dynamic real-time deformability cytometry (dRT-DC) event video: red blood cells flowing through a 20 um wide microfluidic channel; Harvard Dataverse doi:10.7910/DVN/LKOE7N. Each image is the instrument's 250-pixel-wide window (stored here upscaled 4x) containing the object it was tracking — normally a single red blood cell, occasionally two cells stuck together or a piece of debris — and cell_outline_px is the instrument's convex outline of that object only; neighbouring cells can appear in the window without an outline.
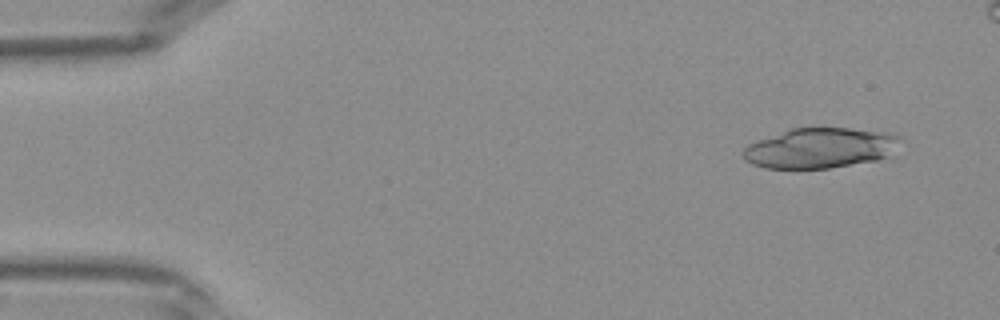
{"species": "Egyptian fruit bat (a non-hibernating species)", "species_latin": "Rousettus aegyptiacus", "temperature_condition": "warm", "stored_images_in_passage": 17, "camera_frame_rate_fps": 3000, "um_per_image_px": 0.085, "frame": {"image": 1, "passage_image": 3, "time_ms": 0.667, "image_size_px": [1000, 320], "cell_outline_px": [[900, 136], [888, 156], [876, 160], [828, 168], [764, 168], [752, 164], [744, 160], [740, 152], [748, 144], [788, 128], [848, 128], [888, 132]], "centroid_in_image_um": [69.62, 12.58], "position_along_channel_um": 15.4, "area_um2": 36.65}}